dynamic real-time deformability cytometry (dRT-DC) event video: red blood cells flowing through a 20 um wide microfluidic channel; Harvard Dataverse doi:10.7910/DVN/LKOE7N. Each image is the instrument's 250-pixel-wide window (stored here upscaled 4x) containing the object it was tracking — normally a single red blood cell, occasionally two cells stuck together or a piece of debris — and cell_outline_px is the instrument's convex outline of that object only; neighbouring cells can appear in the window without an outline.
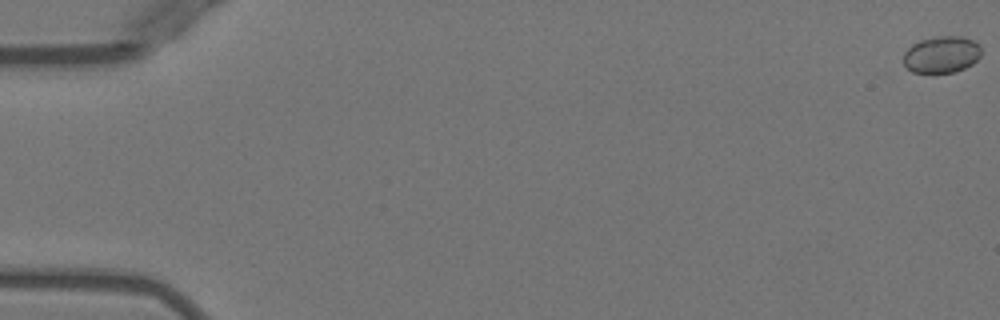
{"species": "Egyptian fruit bat (a non-hibernating species)", "species_latin": "Rousettus aegyptiacus", "temperature_condition": "warm", "stored_images_in_passage": 54, "camera_frame_rate_fps": 3000, "um_per_image_px": 0.085, "animal": {"sex": "female"}, "frame": {"image": 1, "passage_image": 1, "time_ms": 0.0, "image_size_px": [1000, 320], "cell_outline_px": [[980, 56], [972, 64], [956, 72], [912, 72], [904, 64], [904, 52], [912, 44], [920, 40], [940, 36], [964, 36], [972, 40], [980, 48]], "centroid_in_image_um": [80.02, 4.63], "position_along_channel_um": 5.0, "area_um2": 16.47}}
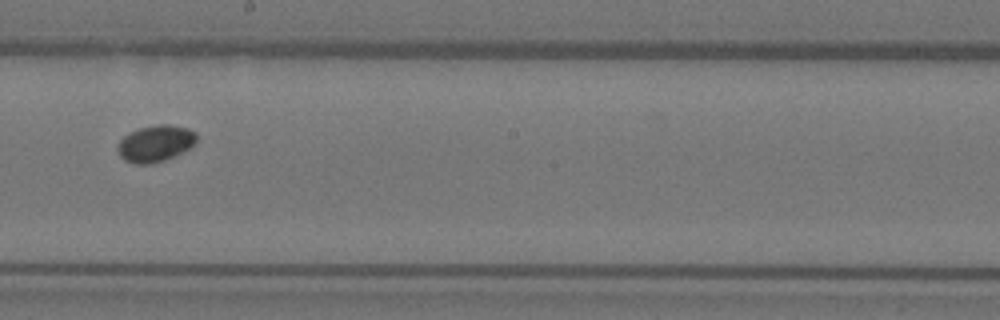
{"frame": {"image": 2, "passage_image": 31, "time_ms": 10.0, "image_size_px": [1000, 320], "cell_outline_px": [[196, 144], [176, 156], [152, 164], [136, 164], [124, 160], [120, 156], [116, 148], [120, 140], [124, 136], [140, 128], [156, 124], [168, 124], [188, 128], [196, 132]], "centroid_in_image_um": [13.23, 12.2], "position_along_channel_um": 235.0, "area_um2": 16.94}}
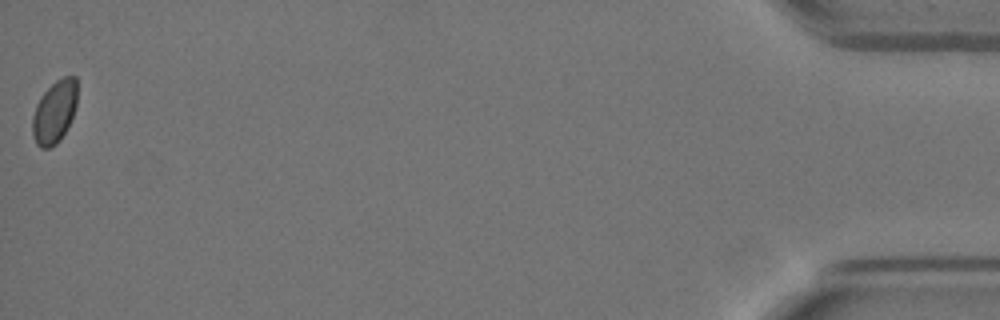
{"frame": {"image": 3, "passage_image": 53, "time_ms": 17.333, "image_size_px": [1000, 320], "cell_outline_px": [[76, 104], [72, 116], [60, 140], [56, 144], [48, 148], [40, 148], [36, 144], [32, 136], [32, 116], [36, 104], [40, 96], [56, 80], [64, 76], [76, 76]], "centroid_in_image_um": [4.6, 9.51], "position_along_channel_um": 430.6, "area_um2": 16.3}}